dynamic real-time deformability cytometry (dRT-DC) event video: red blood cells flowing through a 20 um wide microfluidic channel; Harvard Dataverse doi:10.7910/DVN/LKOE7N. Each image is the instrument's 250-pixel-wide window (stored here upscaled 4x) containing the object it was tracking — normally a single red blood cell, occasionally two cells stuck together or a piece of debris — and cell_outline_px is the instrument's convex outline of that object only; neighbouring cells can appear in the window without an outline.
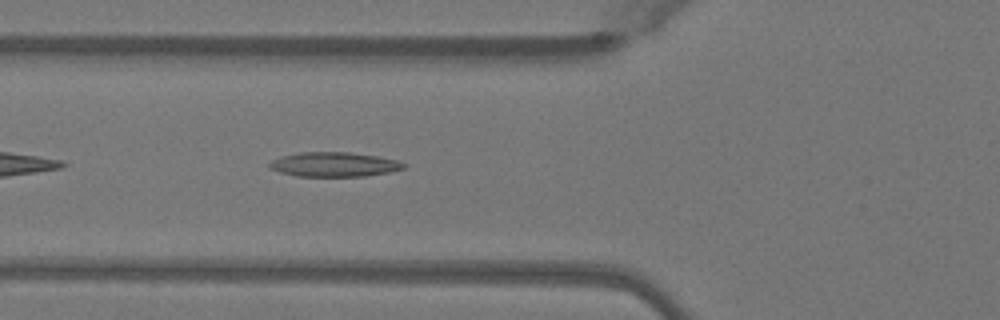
{"species": "Egyptian fruit bat (a non-hibernating species)", "species_latin": "Rousettus aegyptiacus", "temperature_condition": "warm", "stored_images_in_passage": 36, "camera_frame_rate_fps": 3000, "um_per_image_px": 0.085, "animal": {"sex": "female"}, "frame": {"image": 1, "passage_image": 5, "time_ms": 1.333, "image_size_px": [1000, 320], "cell_outline_px": [[408, 164], [404, 168], [392, 172], [364, 176], [296, 176], [280, 172], [268, 168], [268, 164], [272, 160], [280, 156], [300, 152], [348, 152], [380, 156], [396, 160]], "centroid_in_image_um": [28.41, 13.97], "position_along_channel_um": 97.4, "area_um2": 19.36}}
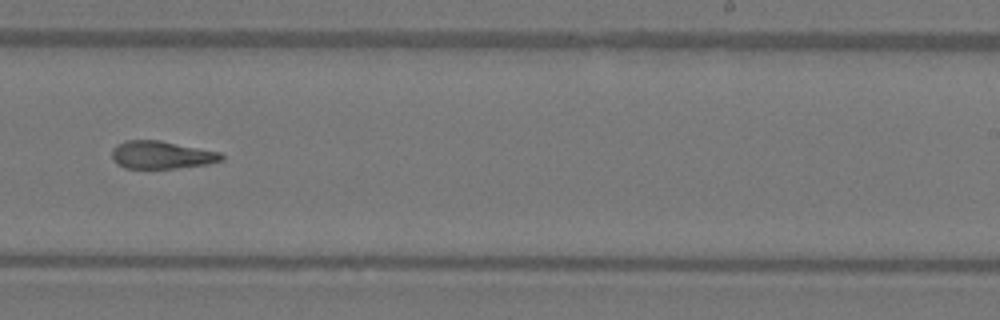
{"frame": {"image": 2, "passage_image": 18, "time_ms": 5.667, "image_size_px": [1000, 320], "cell_outline_px": [[224, 160], [208, 164], [176, 168], [124, 168], [116, 164], [112, 160], [112, 148], [116, 144], [124, 140], [160, 140], [220, 152], [224, 156]], "centroid_in_image_um": [13.7, 13.16], "position_along_channel_um": 275.3, "area_um2": 17.92}}
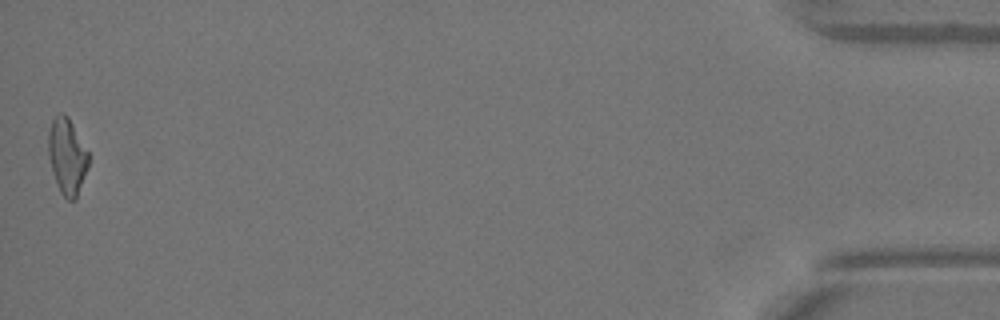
{"frame": {"image": 3, "passage_image": 36, "time_ms": 11.667, "image_size_px": [1000, 320], "cell_outline_px": [[88, 168], [76, 200], [68, 200], [60, 192], [52, 172], [48, 156], [48, 132], [52, 120], [60, 112], [64, 112], [68, 116], [88, 152]], "centroid_in_image_um": [5.69, 13.29], "position_along_channel_um": 429.5, "area_um2": 17.86}, "authors_computed_cell_mechanics": {"area_um2": 18.1203, "velocity_mm_per_s": 4.0992, "shape_relaxation_time_tau1_ms": null, "shape_relaxation_time_tau2_ms": 3.8627, "deformation_change_tau1": null, "deformation_change_tau2": 0.1326}}